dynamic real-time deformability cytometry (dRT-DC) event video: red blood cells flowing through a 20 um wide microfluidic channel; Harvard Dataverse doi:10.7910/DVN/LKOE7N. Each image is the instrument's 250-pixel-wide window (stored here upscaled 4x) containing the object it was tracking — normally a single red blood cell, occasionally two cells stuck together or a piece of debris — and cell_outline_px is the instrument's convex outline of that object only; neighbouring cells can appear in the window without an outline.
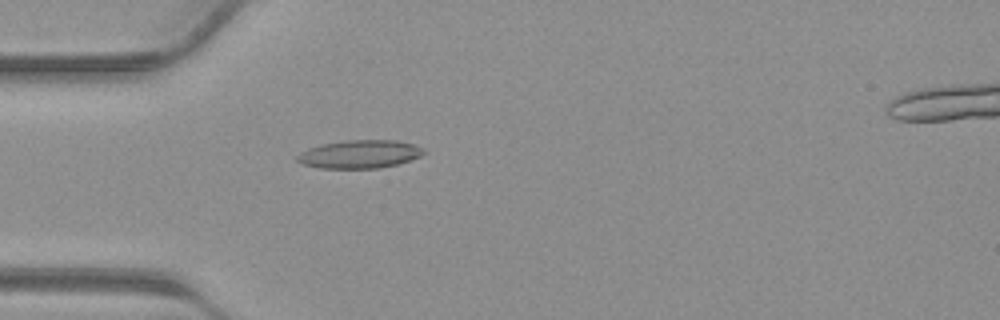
{"species": "common noctule bat (a hibernating species)", "species_latin": "Nyctalus noctula", "temperature_condition": "warm", "stored_images_in_passage": 27, "camera_frame_rate_fps": 3000, "um_per_image_px": 0.085, "animal": {"sex": "male", "body_mass_g": 23.1, "forearm_length_mm": 52.7}, "frame": {"image": 1, "passage_image": 4, "time_ms": 1.0, "image_size_px": [1000, 320], "cell_outline_px": [[424, 152], [420, 156], [396, 164], [380, 168], [320, 168], [304, 164], [296, 160], [296, 156], [300, 152], [308, 148], [320, 144], [344, 140], [396, 140], [412, 144], [424, 148]], "centroid_in_image_um": [30.53, 13.09], "position_along_channel_um": 54.5, "area_um2": 20.69}}
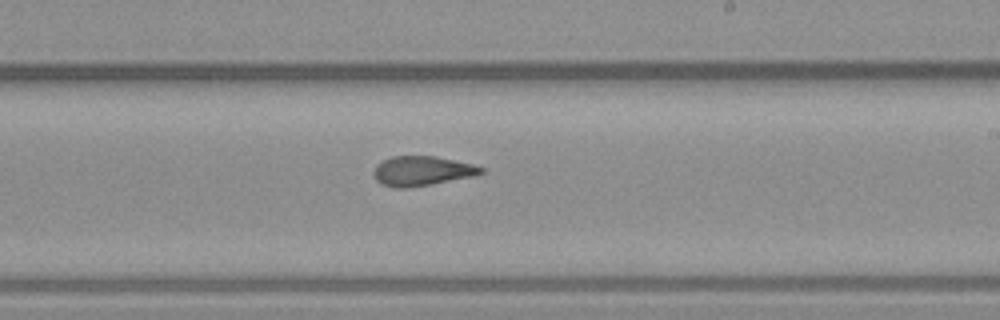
{"frame": {"image": 2, "passage_image": 16, "time_ms": 5.0, "image_size_px": [1000, 320], "cell_outline_px": [[484, 172], [472, 176], [432, 184], [408, 188], [392, 188], [380, 184], [376, 180], [372, 172], [376, 164], [392, 156], [436, 156], [472, 164], [484, 168]], "centroid_in_image_um": [35.81, 14.54], "position_along_channel_um": 253.2, "area_um2": 18.61}}
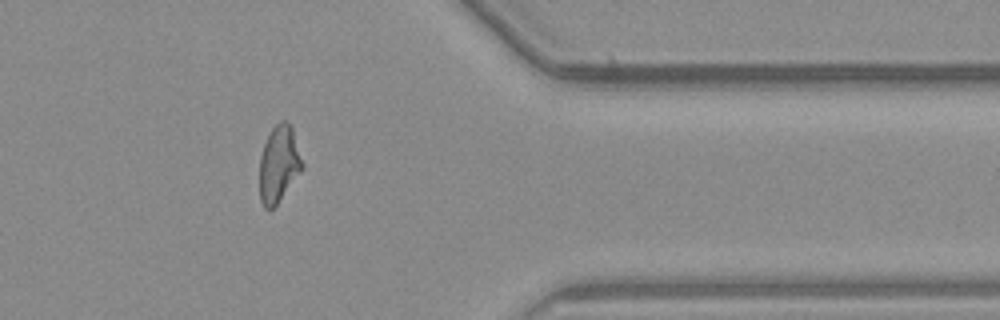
{"frame": {"image": 3, "passage_image": 25, "time_ms": 8.0, "image_size_px": [1000, 320], "cell_outline_px": [[304, 168], [276, 204], [272, 208], [264, 208], [260, 200], [260, 156], [264, 144], [272, 128], [280, 120], [284, 120], [292, 128], [304, 164]], "centroid_in_image_um": [23.71, 13.93], "position_along_channel_um": 387.7, "area_um2": 18.84}}